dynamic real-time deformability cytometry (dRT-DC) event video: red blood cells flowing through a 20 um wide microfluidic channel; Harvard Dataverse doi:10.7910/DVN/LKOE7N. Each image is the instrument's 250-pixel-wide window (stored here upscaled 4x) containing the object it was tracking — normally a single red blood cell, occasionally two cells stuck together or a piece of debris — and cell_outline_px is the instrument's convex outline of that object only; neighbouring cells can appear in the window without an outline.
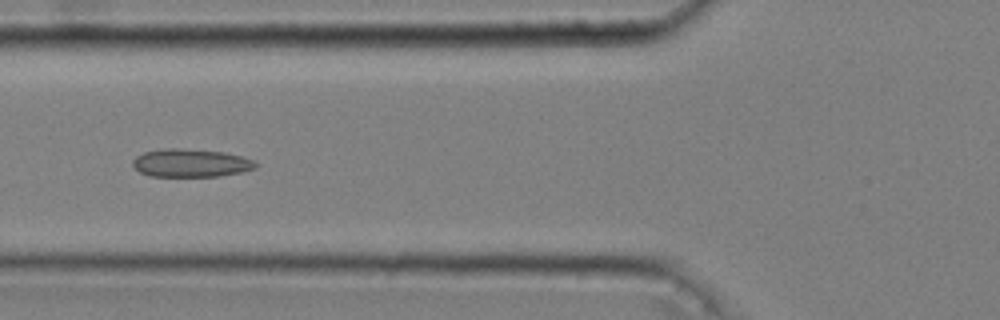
{"species": "common noctule bat (a hibernating species)", "species_latin": "Nyctalus noctula", "temperature_condition": "cold", "stored_images_in_passage": 38, "camera_frame_rate_fps": 3000, "um_per_image_px": 0.085, "animal": {"sex": "male", "body_mass_g": 20.4}, "frame": {"image": 1, "passage_image": 6, "time_ms": 1.667, "image_size_px": [1000, 320], "cell_outline_px": [[260, 164], [256, 168], [240, 172], [220, 176], [148, 176], [140, 172], [132, 164], [132, 160], [136, 156], [144, 152], [168, 148], [176, 148], [224, 152], [240, 156], [252, 160]], "centroid_in_image_um": [16.21, 13.86], "position_along_channel_um": 109.6, "area_um2": 20.0}}
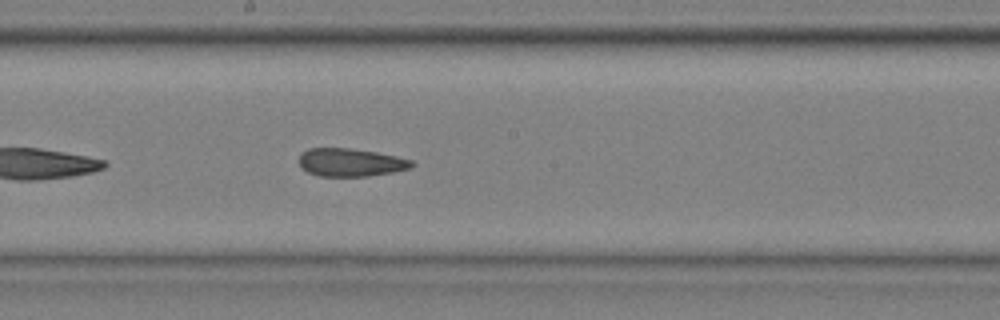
{"frame": {"image": 2, "passage_image": 15, "time_ms": 4.667, "image_size_px": [1000, 320], "cell_outline_px": [[416, 164], [412, 168], [392, 172], [368, 176], [320, 176], [308, 172], [300, 168], [300, 156], [308, 148], [348, 148], [376, 152], [396, 156], [412, 160]], "centroid_in_image_um": [29.83, 13.81], "position_along_channel_um": 218.4, "area_um2": 18.38}}
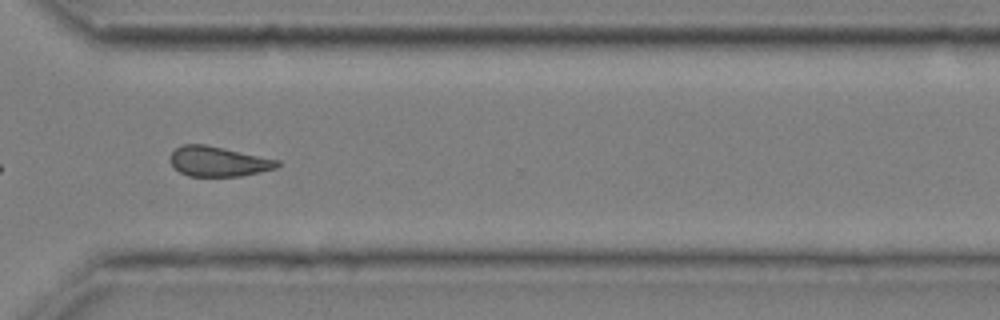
{"frame": {"image": 3, "passage_image": 26, "time_ms": 8.333, "image_size_px": [1000, 320], "cell_outline_px": [[280, 164], [276, 168], [240, 176], [188, 176], [180, 172], [168, 160], [172, 152], [180, 144], [204, 144], [224, 148], [280, 160]], "centroid_in_image_um": [18.53, 13.71], "position_along_channel_um": 352.1, "area_um2": 18.67}, "authors_computed_cell_mechanics": {"area_um2": 18.9873, "velocity_mm_per_s": 3.6301, "shape_relaxation_time_tau1_ms": null, "shape_relaxation_time_tau2_ms": 4.0708, "deformation_change_tau1": null, "deformation_change_tau2": 0.1322}}